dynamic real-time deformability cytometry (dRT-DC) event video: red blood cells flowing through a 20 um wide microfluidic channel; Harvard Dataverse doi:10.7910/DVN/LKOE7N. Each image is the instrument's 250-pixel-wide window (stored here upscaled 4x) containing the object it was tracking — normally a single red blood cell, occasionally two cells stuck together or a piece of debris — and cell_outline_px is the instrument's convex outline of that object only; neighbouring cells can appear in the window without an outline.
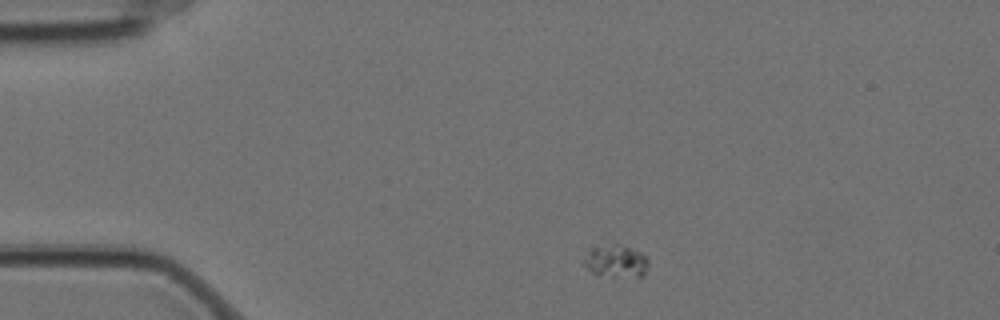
{"species": "Egyptian fruit bat (a non-hibernating species)", "species_latin": "Rousettus aegyptiacus", "temperature_condition": "cold", "stored_images_in_passage": 3, "camera_frame_rate_fps": 3000, "um_per_image_px": 0.085, "animal": {"sex": "female"}, "frame": {"image": 1, "passage_image": 1, "time_ms": 0.0, "image_size_px": [1000, 320], "cell_outline_px": [[648, 264], [644, 276], [596, 276], [580, 264], [580, 260], [592, 248], [616, 244], [620, 244], [640, 252], [648, 256]], "centroid_in_image_um": [52.3, 22.22], "position_along_channel_um": 32.7, "area_um2": 12.48}}
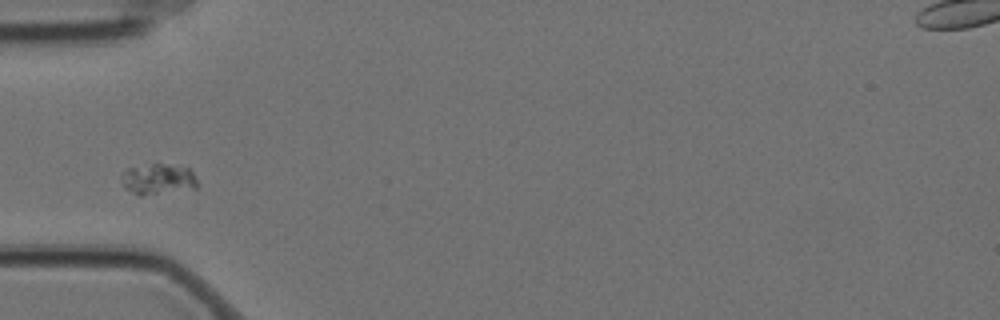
{"frame": {"image": 2, "passage_image": 3, "time_ms": 0.667, "image_size_px": [1000, 320], "cell_outline_px": [[196, 188], [140, 196], [136, 196], [124, 188], [120, 176], [128, 168], [152, 164], [164, 164], [188, 168], [196, 176]], "centroid_in_image_um": [13.39, 15.25], "position_along_channel_um": 71.6, "area_um2": 13.58}}